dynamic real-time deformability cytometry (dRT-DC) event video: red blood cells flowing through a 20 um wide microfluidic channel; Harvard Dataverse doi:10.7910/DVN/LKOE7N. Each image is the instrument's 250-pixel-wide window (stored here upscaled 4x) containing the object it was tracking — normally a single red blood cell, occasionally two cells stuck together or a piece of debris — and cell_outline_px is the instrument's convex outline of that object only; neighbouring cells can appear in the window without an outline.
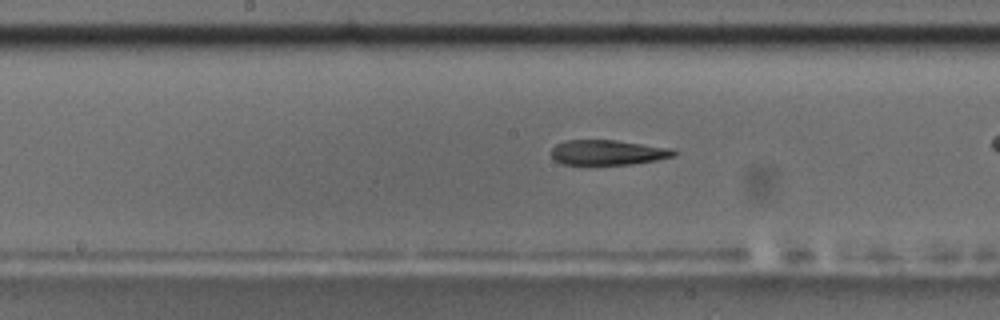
{"species": "common noctule bat (a hibernating species)", "species_latin": "Nyctalus noctula", "temperature_condition": "room temperature", "stored_images_in_passage": 37, "camera_frame_rate_fps": 3000, "um_per_image_px": 0.085, "animal": {"sex": "male", "body_mass_g": 17.5, "forearm_length_mm": 52.3}, "frame": {"image": 1, "passage_image": 22, "time_ms": 7.0, "image_size_px": [1000, 320], "cell_outline_px": [[676, 156], [656, 160], [632, 164], [560, 164], [552, 156], [552, 148], [556, 144], [568, 140], [616, 140], [672, 148], [676, 152]], "centroid_in_image_um": [51.69, 12.95], "position_along_channel_um": 196.5, "area_um2": 17.8}}